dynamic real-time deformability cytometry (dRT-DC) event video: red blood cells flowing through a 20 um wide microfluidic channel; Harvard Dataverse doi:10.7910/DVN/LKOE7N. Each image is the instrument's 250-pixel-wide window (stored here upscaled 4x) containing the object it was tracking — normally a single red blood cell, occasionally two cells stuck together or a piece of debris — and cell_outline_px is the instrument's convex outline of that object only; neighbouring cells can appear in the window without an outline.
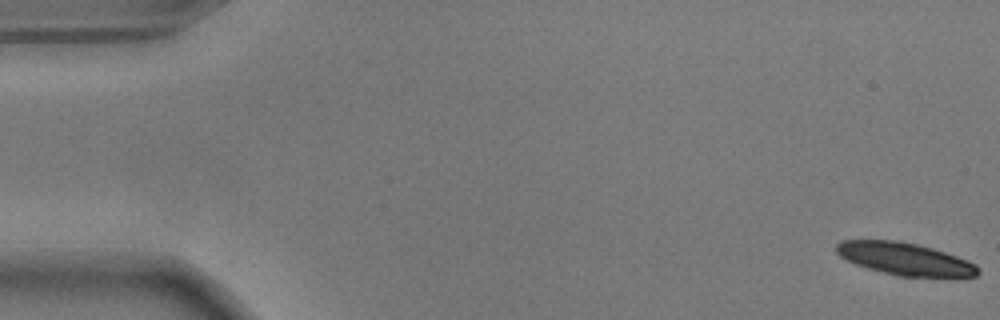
{"species": "common noctule bat (a hibernating species)", "species_latin": "Nyctalus noctula", "temperature_condition": "warm", "stored_images_in_passage": 27, "camera_frame_rate_fps": 3000, "um_per_image_px": 0.085, "animal": {"sex": "male", "body_mass_g": 17.9}, "frame": {"image": 1, "passage_image": 1, "time_ms": 0.0, "image_size_px": [1000, 320], "cell_outline_px": [[980, 272], [976, 276], [896, 276], [868, 268], [856, 264], [840, 256], [836, 252], [836, 244], [840, 240], [896, 240], [916, 244], [932, 248], [968, 260], [976, 264], [980, 268]], "centroid_in_image_um": [76.9, 21.99], "position_along_channel_um": 8.1, "area_um2": 26.53}}
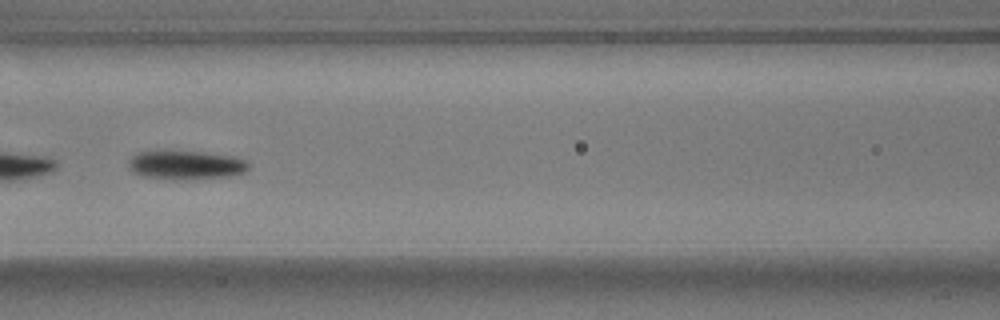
{"frame": {"image": 2, "passage_image": 25, "time_ms": 8.0, "image_size_px": [1000, 320], "cell_outline_px": [[248, 168], [244, 172], [228, 176], [172, 180], [144, 176], [132, 172], [128, 168], [128, 160], [136, 152], [204, 152], [236, 156], [244, 160], [248, 164]], "centroid_in_image_um": [15.77, 14.03], "position_along_channel_um": 150.8, "area_um2": 19.94}}